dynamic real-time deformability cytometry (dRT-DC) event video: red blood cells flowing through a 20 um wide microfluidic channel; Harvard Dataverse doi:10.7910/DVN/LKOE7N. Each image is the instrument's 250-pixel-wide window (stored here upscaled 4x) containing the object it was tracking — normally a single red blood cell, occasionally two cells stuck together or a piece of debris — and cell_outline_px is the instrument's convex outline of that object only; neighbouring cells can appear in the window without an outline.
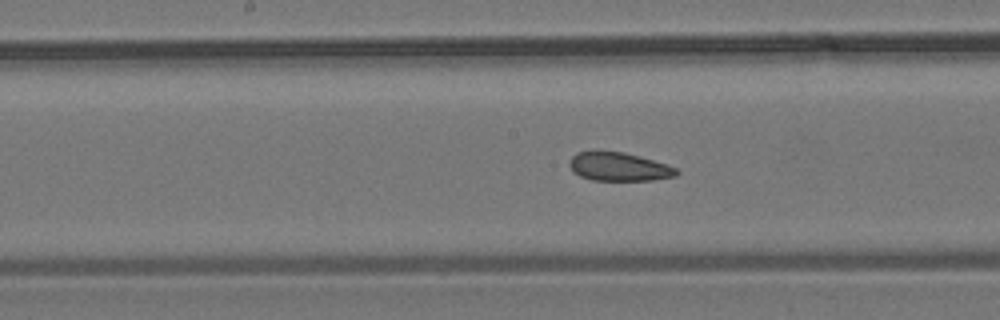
{"species": "common noctule bat (a hibernating species)", "species_latin": "Nyctalus noctula", "temperature_condition": "room temperature", "stored_images_in_passage": 48, "camera_frame_rate_fps": 3000, "um_per_image_px": 0.085, "animal": {"sex": "male", "body_mass_g": 19.2, "forearm_length_mm": 51.8}, "frame": {"image": 1, "passage_image": 21, "time_ms": 6.667, "image_size_px": [1000, 320], "cell_outline_px": [[680, 172], [676, 176], [652, 180], [592, 180], [580, 176], [572, 172], [568, 164], [568, 160], [576, 152], [596, 148], [624, 152], [640, 156], [668, 164], [676, 168]], "centroid_in_image_um": [52.54, 14.13], "position_along_channel_um": 195.7, "area_um2": 18.55}}
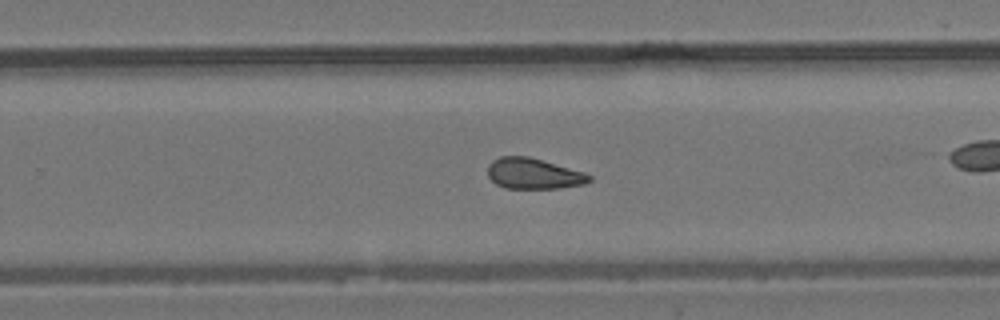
{"frame": {"image": 2, "passage_image": 28, "time_ms": 9.0, "image_size_px": [1000, 320], "cell_outline_px": [[592, 180], [584, 184], [560, 188], [504, 188], [496, 184], [488, 176], [488, 164], [492, 160], [500, 156], [528, 156], [584, 172], [592, 176]], "centroid_in_image_um": [45.34, 14.76], "position_along_channel_um": 284.5, "area_um2": 18.21}, "authors_computed_cell_mechanics": {"area_um2": 18.9584, "velocity_mm_per_s": 3.8264, "shape_relaxation_time_tau1_ms": null, "shape_relaxation_time_tau2_ms": 2.7389, "deformation_change_tau1": null, "deformation_change_tau2": 0.0866}}